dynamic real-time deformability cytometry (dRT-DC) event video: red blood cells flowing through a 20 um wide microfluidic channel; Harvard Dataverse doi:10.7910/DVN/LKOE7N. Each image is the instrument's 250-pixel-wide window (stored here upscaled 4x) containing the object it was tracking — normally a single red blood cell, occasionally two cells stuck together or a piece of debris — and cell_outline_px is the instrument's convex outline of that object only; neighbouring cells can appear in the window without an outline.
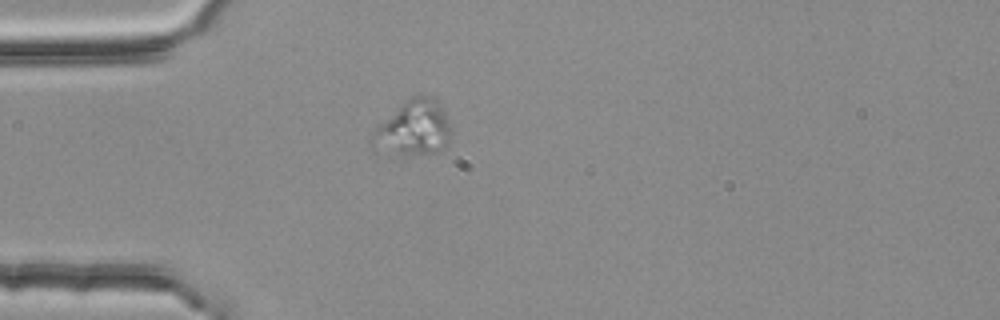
{"species": "common noctule bat (a hibernating species)", "species_latin": "Nyctalus noctula", "temperature_condition": "room temperature", "stored_images_in_passage": 1, "camera_frame_rate_fps": 3000, "um_per_image_px": 0.085, "animal": {"sex": "female", "body_mass_g": 25.1}, "frame": {"image": 1, "passage_image": 1, "time_ms": 0.0, "image_size_px": [1000, 320], "cell_outline_px": [[452, 140], [440, 152], [404, 156], [400, 156], [372, 144], [368, 140], [368, 136], [380, 124], [412, 96], [428, 96], [436, 100], [444, 108], [452, 132]], "centroid_in_image_um": [35.22, 10.93], "position_along_channel_um": 49.8, "area_um2": 25.26}}